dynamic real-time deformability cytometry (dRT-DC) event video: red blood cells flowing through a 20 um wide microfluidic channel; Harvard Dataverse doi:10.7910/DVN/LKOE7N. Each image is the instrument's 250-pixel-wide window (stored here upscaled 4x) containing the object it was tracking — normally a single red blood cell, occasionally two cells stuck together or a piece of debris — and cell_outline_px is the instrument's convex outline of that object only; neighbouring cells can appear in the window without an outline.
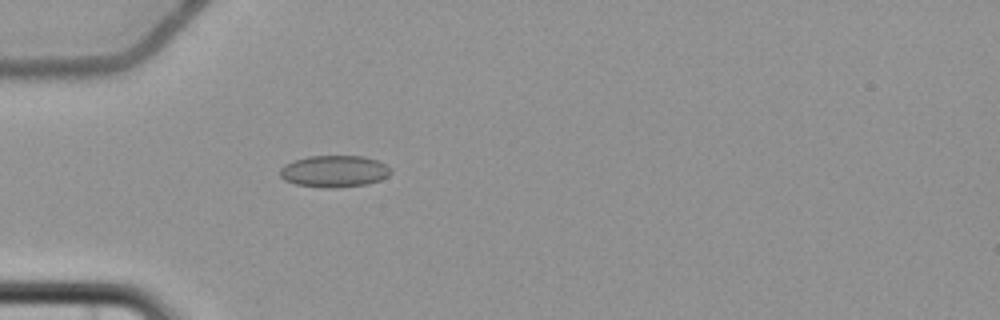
{"species": "common noctule bat (a hibernating species)", "species_latin": "Nyctalus noctula", "temperature_condition": "cold", "stored_images_in_passage": 5, "camera_frame_rate_fps": 3000, "um_per_image_px": 0.085, "animal": {"sex": "female", "body_mass_g": 22.7, "forearm_length_mm": 54.2}, "frame": {"image": 1, "passage_image": 5, "time_ms": 5.667, "image_size_px": [1000, 320], "cell_outline_px": [[392, 172], [388, 176], [380, 180], [368, 184], [332, 188], [320, 188], [296, 184], [284, 180], [280, 176], [280, 168], [284, 164], [308, 156], [364, 156], [376, 160], [384, 164]], "centroid_in_image_um": [28.39, 14.57], "position_along_channel_um": 56.6, "area_um2": 20.52}}